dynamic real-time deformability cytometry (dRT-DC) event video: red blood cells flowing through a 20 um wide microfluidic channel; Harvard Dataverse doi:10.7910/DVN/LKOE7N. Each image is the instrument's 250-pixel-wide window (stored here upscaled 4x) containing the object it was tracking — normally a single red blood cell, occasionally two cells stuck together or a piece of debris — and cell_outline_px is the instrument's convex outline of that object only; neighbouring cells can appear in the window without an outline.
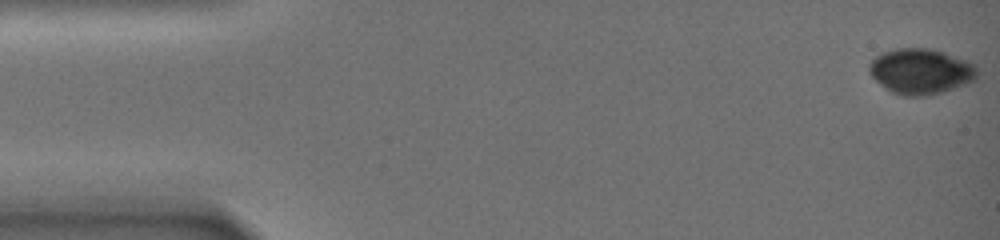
{"species": "common noctule bat (a hibernating species)", "species_latin": "Nyctalus noctula", "temperature_condition": "warm", "stored_images_in_passage": 66, "camera_frame_rate_fps": 3000, "um_per_image_px": 0.085, "animal": {"sex": "female", "body_mass_g": 19.0, "forearm_length_mm": 51.5}, "frame": {"image": 1, "passage_image": 1, "time_ms": 0.0, "image_size_px": [1000, 240], "cell_outline_px": [[980, 72], [976, 80], [940, 92], [924, 96], [904, 96], [892, 92], [884, 88], [872, 76], [868, 68], [868, 64], [876, 56], [884, 52], [896, 48], [932, 48], [968, 60], [976, 64]], "centroid_in_image_um": [78.3, 6.05], "position_along_channel_um": 6.7, "area_um2": 28.84}}
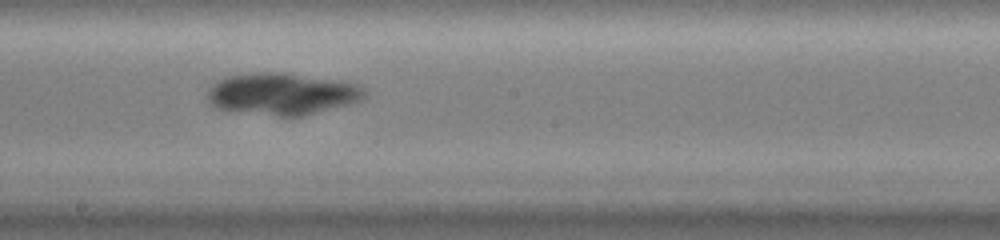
{"frame": {"image": 2, "passage_image": 37, "time_ms": 14.0, "image_size_px": [1000, 240], "cell_outline_px": [[368, 96], [364, 100], [304, 116], [276, 116], [216, 108], [208, 104], [208, 88], [216, 80], [228, 76], [256, 72], [280, 72], [344, 80], [356, 84], [364, 88], [368, 92]], "centroid_in_image_um": [24.02, 7.97], "position_along_channel_um": 224.2, "area_um2": 38.9}}
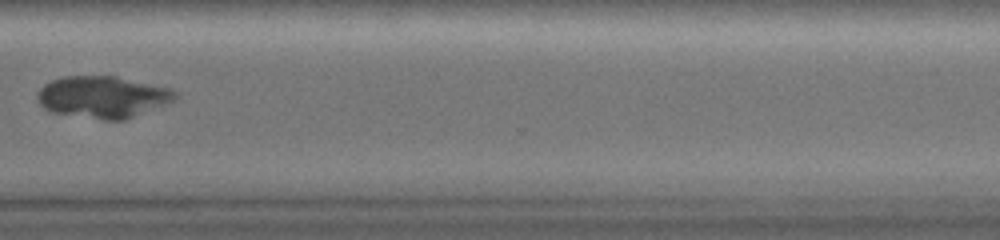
{"frame": {"image": 3, "passage_image": 51, "time_ms": 19.333, "image_size_px": [1000, 240], "cell_outline_px": [[176, 96], [172, 100], [164, 104], [124, 120], [104, 120], [52, 112], [44, 108], [40, 104], [36, 96], [40, 88], [44, 84], [52, 80], [64, 76], [116, 76], [172, 88], [176, 92]], "centroid_in_image_um": [8.7, 8.23], "position_along_channel_um": 361.9, "area_um2": 33.35}}